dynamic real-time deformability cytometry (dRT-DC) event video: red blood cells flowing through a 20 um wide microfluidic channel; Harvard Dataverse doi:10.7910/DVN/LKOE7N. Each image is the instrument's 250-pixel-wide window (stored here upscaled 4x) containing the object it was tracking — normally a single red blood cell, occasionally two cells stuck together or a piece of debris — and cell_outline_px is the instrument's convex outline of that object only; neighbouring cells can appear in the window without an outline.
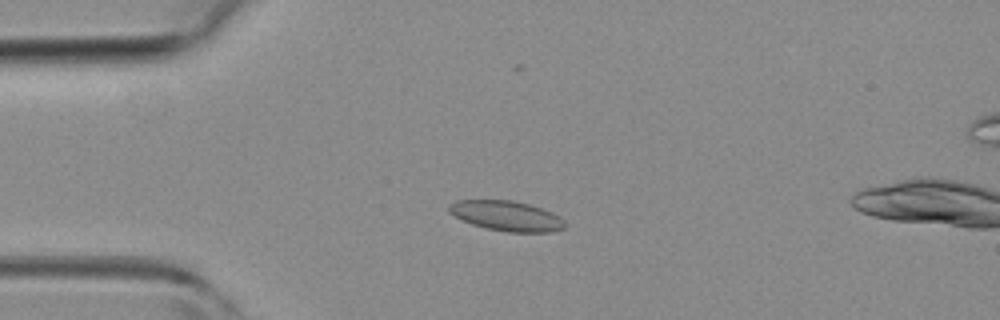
{"species": "common noctule bat (a hibernating species)", "species_latin": "Nyctalus noctula", "temperature_condition": "room temperature", "stored_images_in_passage": 3, "camera_frame_rate_fps": 3000, "um_per_image_px": 0.085, "animal": {"sex": "female", "body_mass_g": 19.3, "forearm_length_mm": 54.1}, "frame": {"image": 1, "passage_image": 2, "time_ms": 1.0, "image_size_px": [1000, 320], "cell_outline_px": [[564, 228], [552, 232], [508, 232], [484, 228], [472, 224], [448, 212], [448, 204], [456, 200], [512, 200], [528, 204], [552, 212], [560, 216], [564, 220]], "centroid_in_image_um": [43.05, 18.35], "position_along_channel_um": 42.0, "area_um2": 20.29}}